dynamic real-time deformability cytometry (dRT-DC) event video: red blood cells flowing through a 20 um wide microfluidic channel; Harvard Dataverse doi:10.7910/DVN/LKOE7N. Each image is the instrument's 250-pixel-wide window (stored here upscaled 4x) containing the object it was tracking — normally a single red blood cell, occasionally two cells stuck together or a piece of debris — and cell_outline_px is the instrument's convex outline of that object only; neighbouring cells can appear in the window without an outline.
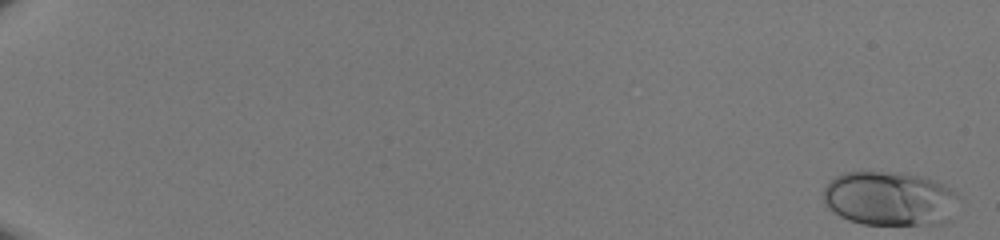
{"species": "human", "species_latin": "Homo sapiens", "temperature_condition": "room temperature", "stored_images_in_passage": 50, "camera_frame_rate_fps": 3000, "um_per_image_px": 0.085, "donor": {"sex": "male"}, "frame": {"image": 1, "passage_image": 1, "time_ms": 0.0, "image_size_px": [1000, 240], "cell_outline_px": [[952, 220], [944, 224], [864, 224], [848, 220], [840, 216], [828, 208], [824, 200], [824, 188], [836, 176], [848, 172], [900, 172], [916, 176], [940, 184], [948, 188], [952, 192]], "centroid_in_image_um": [75.54, 16.9], "position_along_channel_um": 9.5, "area_um2": 41.79}}
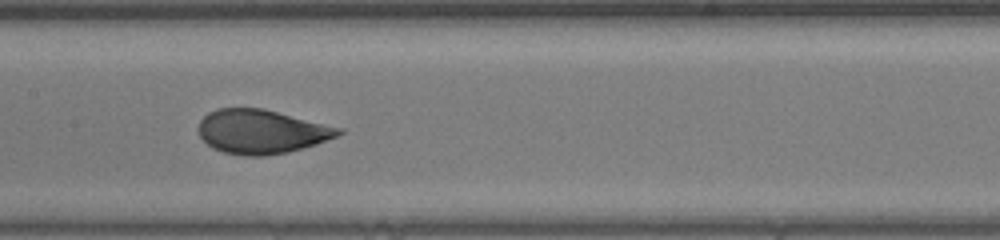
{"frame": {"image": 2, "passage_image": 29, "time_ms": 9.333, "image_size_px": [1000, 240], "cell_outline_px": [[344, 132], [336, 136], [316, 144], [288, 152], [264, 156], [244, 156], [224, 152], [212, 148], [200, 136], [200, 120], [208, 112], [216, 108], [264, 108], [344, 128]], "centroid_in_image_um": [22.25, 11.18], "position_along_channel_um": 185.2, "area_um2": 36.01}}
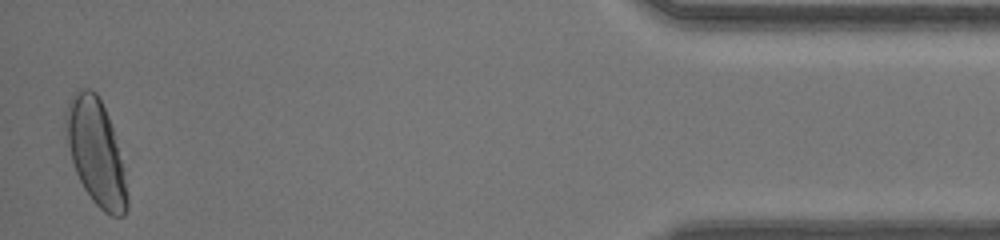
{"frame": {"image": 3, "passage_image": 50, "time_ms": 16.333, "image_size_px": [1000, 240], "cell_outline_px": [[128, 208], [124, 216], [112, 216], [104, 212], [92, 200], [84, 188], [76, 172], [72, 160], [68, 144], [64, 124], [64, 112], [68, 100], [72, 92], [76, 88], [88, 88], [96, 92], [108, 116], [112, 128], [120, 160], [128, 196]], "centroid_in_image_um": [8.11, 12.89], "position_along_channel_um": 427.1, "area_um2": 37.34}}